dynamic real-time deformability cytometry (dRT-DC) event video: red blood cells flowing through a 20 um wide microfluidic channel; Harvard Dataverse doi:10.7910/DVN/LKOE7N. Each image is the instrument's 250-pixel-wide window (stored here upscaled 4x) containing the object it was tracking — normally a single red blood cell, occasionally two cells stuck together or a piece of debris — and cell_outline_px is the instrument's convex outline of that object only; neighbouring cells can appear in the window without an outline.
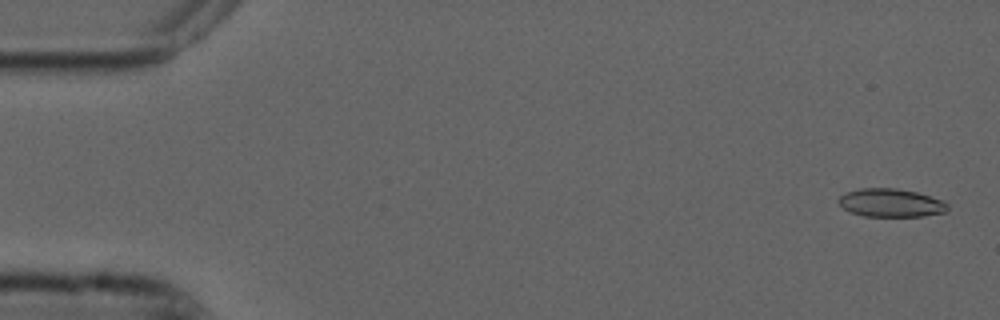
{"species": "common noctule bat (a hibernating species)", "species_latin": "Nyctalus noctula", "temperature_condition": "cold", "stored_images_in_passage": 15, "camera_frame_rate_fps": 3000, "um_per_image_px": 0.085, "animal": {"sex": "male", "forearm_length_mm": 52.5}, "frame": {"image": 1, "passage_image": 2, "time_ms": 0.333, "image_size_px": [1000, 320], "cell_outline_px": [[948, 212], [924, 216], [864, 216], [852, 212], [844, 208], [836, 200], [840, 196], [848, 192], [860, 188], [896, 188], [916, 192], [944, 200], [948, 204]], "centroid_in_image_um": [75.77, 17.24], "position_along_channel_um": 9.2, "area_um2": 17.98}}
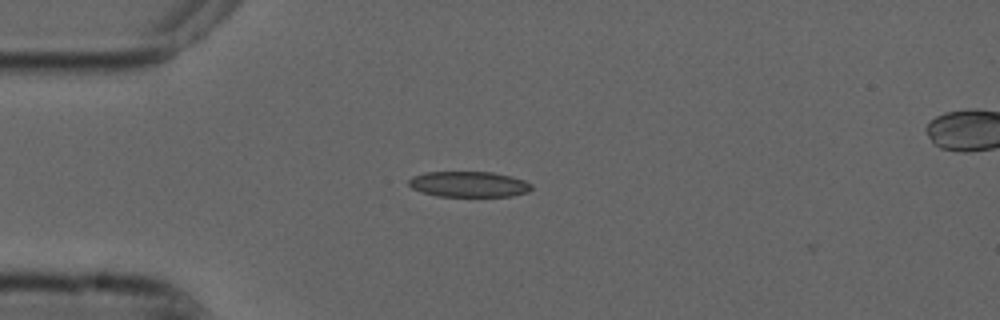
{"frame": {"image": 2, "passage_image": 14, "time_ms": 4.333, "image_size_px": [1000, 320], "cell_outline_px": [[532, 188], [528, 192], [512, 196], [436, 196], [412, 188], [408, 184], [408, 180], [412, 176], [424, 172], [492, 172], [524, 180], [532, 184]], "centroid_in_image_um": [39.84, 15.66], "position_along_channel_um": 45.2, "area_um2": 18.26}}